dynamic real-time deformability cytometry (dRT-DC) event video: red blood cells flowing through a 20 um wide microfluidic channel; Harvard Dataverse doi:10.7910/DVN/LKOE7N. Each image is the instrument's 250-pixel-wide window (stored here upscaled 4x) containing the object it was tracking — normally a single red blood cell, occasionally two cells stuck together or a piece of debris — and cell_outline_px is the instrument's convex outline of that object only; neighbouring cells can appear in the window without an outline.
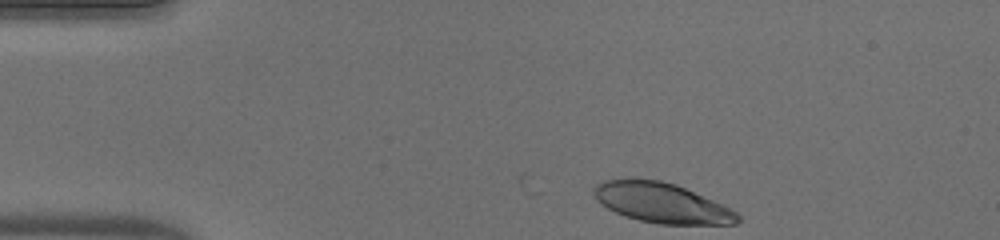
{"species": "human", "species_latin": "Homo sapiens", "temperature_condition": "warm", "stored_images_in_passage": 37, "camera_frame_rate_fps": 3000, "um_per_image_px": 0.085, "donor": {"sex": "male"}, "frame": {"image": 1, "passage_image": 1, "time_ms": 0.0, "image_size_px": [1000, 240], "cell_outline_px": [[740, 220], [736, 224], [660, 224], [640, 220], [624, 216], [600, 204], [596, 200], [592, 192], [592, 188], [596, 184], [604, 180], [632, 176], [660, 180], [676, 184], [712, 200], [736, 212], [740, 216]], "centroid_in_image_um": [56.15, 17.21], "position_along_channel_um": 28.8, "area_um2": 33.81}}
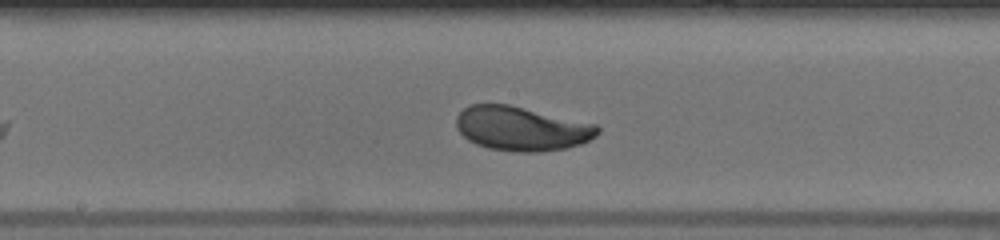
{"frame": {"image": 2, "passage_image": 19, "time_ms": 6.0, "image_size_px": [1000, 240], "cell_outline_px": [[600, 132], [596, 136], [580, 144], [568, 148], [540, 152], [512, 152], [488, 148], [476, 144], [468, 140], [456, 128], [456, 116], [464, 108], [472, 104], [508, 104], [596, 124], [600, 128]], "centroid_in_image_um": [44.33, 10.94], "position_along_channel_um": 203.9, "area_um2": 36.53}}
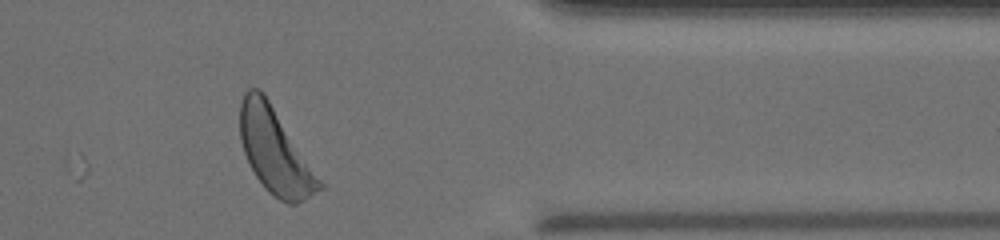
{"frame": {"image": 3, "passage_image": 34, "time_ms": 11.0, "image_size_px": [1000, 240], "cell_outline_px": [[324, 188], [304, 200], [296, 204], [288, 204], [280, 200], [268, 192], [264, 188], [256, 176], [244, 152], [240, 140], [240, 104], [244, 92], [248, 88], [260, 88], [264, 92], [324, 184]], "centroid_in_image_um": [23.37, 12.84], "position_along_channel_um": 388.0, "area_um2": 39.13}, "authors_computed_cell_mechanics": {"area_um2": 35.8938, "velocity_mm_per_s": 4.0184, "shape_relaxation_time_tau1_ms": 1.6175, "shape_relaxation_time_tau2_ms": null, "deformation_change_tau1": 0.1116, "deformation_change_tau2": null}}